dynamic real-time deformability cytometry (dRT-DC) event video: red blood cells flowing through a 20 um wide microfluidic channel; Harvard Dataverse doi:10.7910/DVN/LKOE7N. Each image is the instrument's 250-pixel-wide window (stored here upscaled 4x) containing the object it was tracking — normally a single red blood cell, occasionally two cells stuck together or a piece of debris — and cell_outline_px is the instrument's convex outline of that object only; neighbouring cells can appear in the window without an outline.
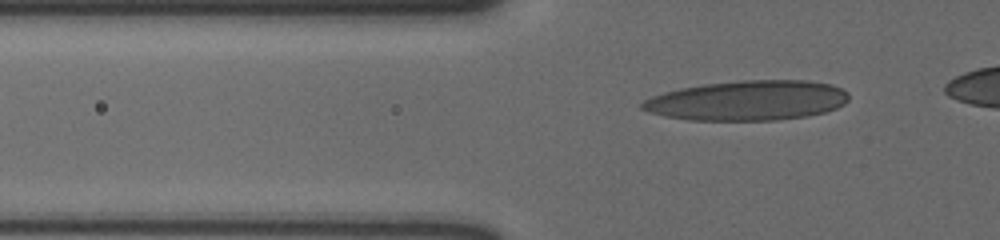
{"species": "human", "species_latin": "Homo sapiens", "temperature_condition": "cold", "stored_images_in_passage": 8, "segment_of_instrument_passage": [2, 2], "camera_frame_rate_fps": 3000, "um_per_image_px": 0.085, "donor": {"sex": "male"}, "frame": {"image": 1, "passage_image": 8, "time_ms": 2.333, "image_size_px": [1000, 240], "cell_outline_px": [[848, 100], [844, 104], [836, 108], [824, 112], [808, 116], [780, 120], [688, 120], [664, 116], [648, 112], [640, 108], [640, 104], [644, 100], [652, 96], [664, 92], [680, 88], [704, 84], [740, 80], [808, 80], [832, 84], [848, 92]], "centroid_in_image_um": [63.54, 8.54], "position_along_channel_um": 62.3, "area_um2": 48.32}}